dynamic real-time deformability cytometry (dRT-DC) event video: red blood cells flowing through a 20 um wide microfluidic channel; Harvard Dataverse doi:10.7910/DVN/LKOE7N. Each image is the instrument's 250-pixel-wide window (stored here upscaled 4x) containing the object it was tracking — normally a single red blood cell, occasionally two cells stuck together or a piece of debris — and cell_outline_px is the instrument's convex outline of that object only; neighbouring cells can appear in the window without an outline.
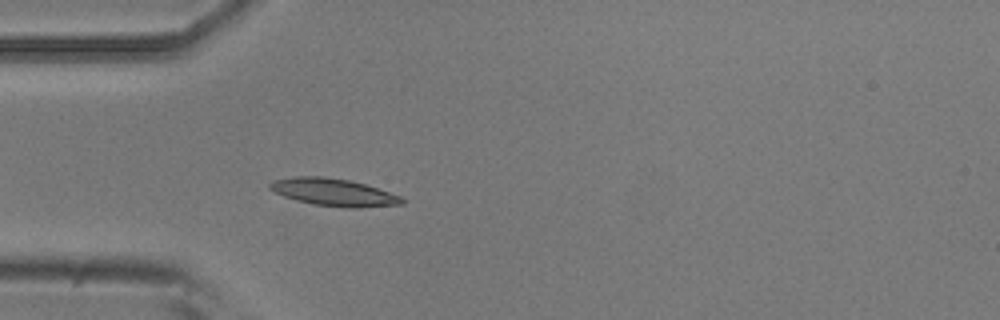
{"species": "common noctule bat (a hibernating species)", "species_latin": "Nyctalus noctula", "temperature_condition": "room temperature", "stored_images_in_passage": 4, "camera_frame_rate_fps": 3000, "um_per_image_px": 0.085, "animal": {"sex": "male", "body_mass_g": 20.5, "forearm_length_mm": 52.5}, "frame": {"image": 1, "passage_image": 4, "time_ms": 3.667, "image_size_px": [1000, 320], "cell_outline_px": [[404, 204], [356, 208], [348, 208], [312, 204], [296, 200], [284, 196], [268, 188], [268, 184], [272, 180], [296, 176], [324, 176], [348, 180], [364, 184], [400, 196], [404, 200]], "centroid_in_image_um": [28.32, 16.34], "position_along_channel_um": 56.7, "area_um2": 20.98}}